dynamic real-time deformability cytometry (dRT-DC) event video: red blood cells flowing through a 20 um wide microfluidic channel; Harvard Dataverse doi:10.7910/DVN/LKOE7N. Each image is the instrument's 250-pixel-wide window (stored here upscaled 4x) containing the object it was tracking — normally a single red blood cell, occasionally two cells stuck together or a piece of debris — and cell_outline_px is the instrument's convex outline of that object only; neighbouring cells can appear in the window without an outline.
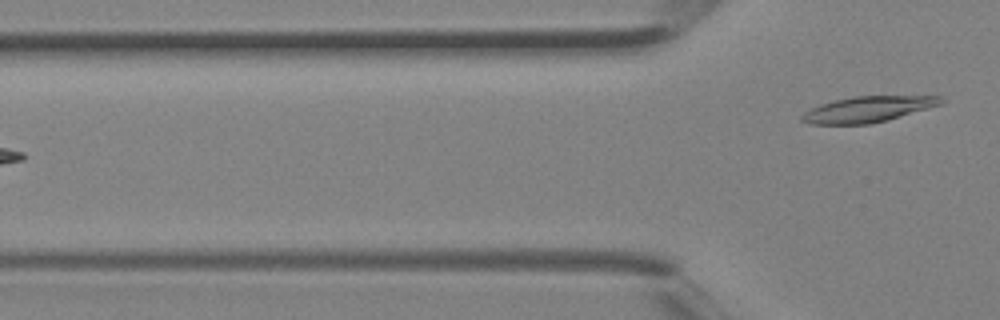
{"species": "Egyptian fruit bat (a non-hibernating species)", "species_latin": "Rousettus aegyptiacus", "temperature_condition": "room temperature", "stored_images_in_passage": 4, "camera_frame_rate_fps": 3000, "um_per_image_px": 0.085, "animal": {"sex": "female"}, "frame": {"image": 1, "passage_image": 4, "time_ms": 1.0, "image_size_px": [1000, 320], "cell_outline_px": [[944, 100], [940, 104], [928, 108], [888, 120], [868, 124], [812, 124], [800, 120], [800, 116], [804, 112], [820, 104], [852, 96], [940, 96]], "centroid_in_image_um": [73.74, 9.29], "position_along_channel_um": 52.1, "area_um2": 20.69}}